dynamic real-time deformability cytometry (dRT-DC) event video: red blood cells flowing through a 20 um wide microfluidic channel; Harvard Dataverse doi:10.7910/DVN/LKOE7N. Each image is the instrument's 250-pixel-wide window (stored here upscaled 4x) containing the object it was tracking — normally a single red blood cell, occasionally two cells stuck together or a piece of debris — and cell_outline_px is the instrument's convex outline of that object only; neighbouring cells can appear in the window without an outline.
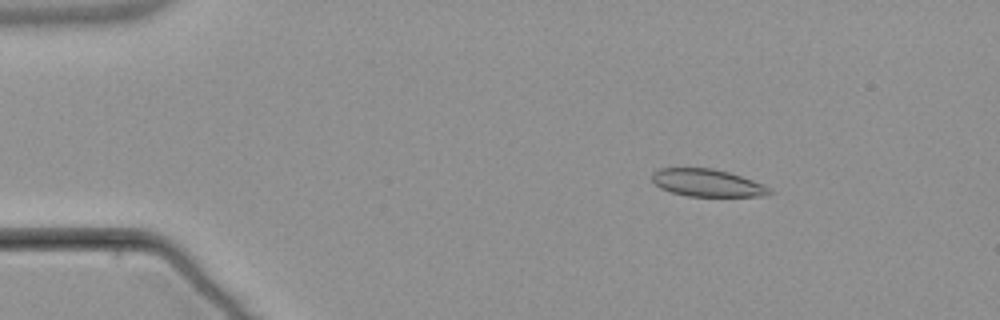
{"species": "common noctule bat (a hibernating species)", "species_latin": "Nyctalus noctula", "temperature_condition": "warm", "stored_images_in_passage": 55, "camera_frame_rate_fps": 3000, "um_per_image_px": 0.085, "animal": {"sex": "male", "body_mass_g": 21.5, "forearm_length_mm": 52.0}, "frame": {"image": 1, "passage_image": 9, "time_ms": 2.667, "image_size_px": [1000, 320], "cell_outline_px": [[772, 192], [764, 196], [688, 196], [672, 192], [660, 188], [652, 180], [652, 172], [660, 168], [712, 168], [728, 172], [764, 184]], "centroid_in_image_um": [60.09, 15.54], "position_along_channel_um": 24.9, "area_um2": 18.61}}
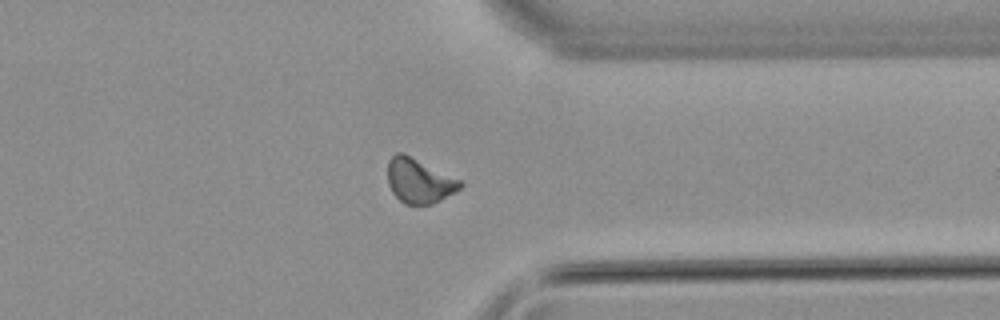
{"frame": {"image": 2, "passage_image": 43, "time_ms": 14.0, "image_size_px": [1000, 320], "cell_outline_px": [[464, 184], [460, 188], [440, 200], [432, 204], [404, 204], [392, 192], [388, 184], [388, 160], [396, 152], [404, 152], [460, 180]], "centroid_in_image_um": [35.6, 15.35], "position_along_channel_um": 375.8, "area_um2": 18.73}}
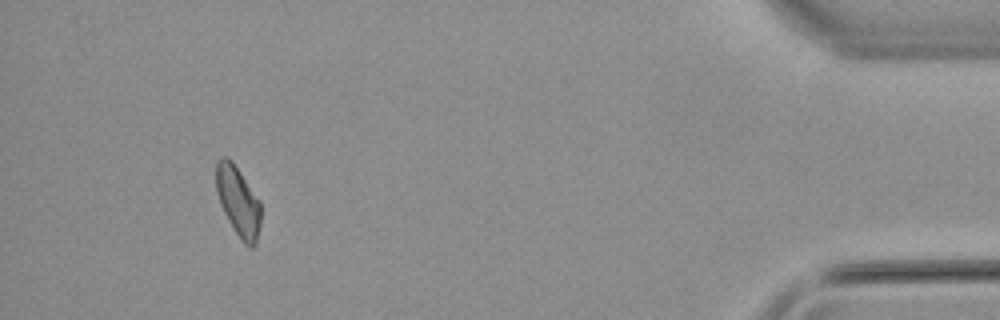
{"frame": {"image": 3, "passage_image": 51, "time_ms": 16.667, "image_size_px": [1000, 320], "cell_outline_px": [[260, 228], [256, 244], [252, 248], [248, 248], [240, 240], [228, 220], [224, 212], [216, 192], [216, 160], [220, 156], [228, 156], [232, 160], [260, 200]], "centroid_in_image_um": [20.24, 17.11], "position_along_channel_um": 415.0, "area_um2": 18.5}, "authors_computed_cell_mechanics": {"area_um2": 18.8428, "velocity_mm_per_s": 3.8144, "shape_relaxation_time_tau1_ms": null, "shape_relaxation_time_tau2_ms": 4.5432, "deformation_change_tau1": null, "deformation_change_tau2": 0.109}}